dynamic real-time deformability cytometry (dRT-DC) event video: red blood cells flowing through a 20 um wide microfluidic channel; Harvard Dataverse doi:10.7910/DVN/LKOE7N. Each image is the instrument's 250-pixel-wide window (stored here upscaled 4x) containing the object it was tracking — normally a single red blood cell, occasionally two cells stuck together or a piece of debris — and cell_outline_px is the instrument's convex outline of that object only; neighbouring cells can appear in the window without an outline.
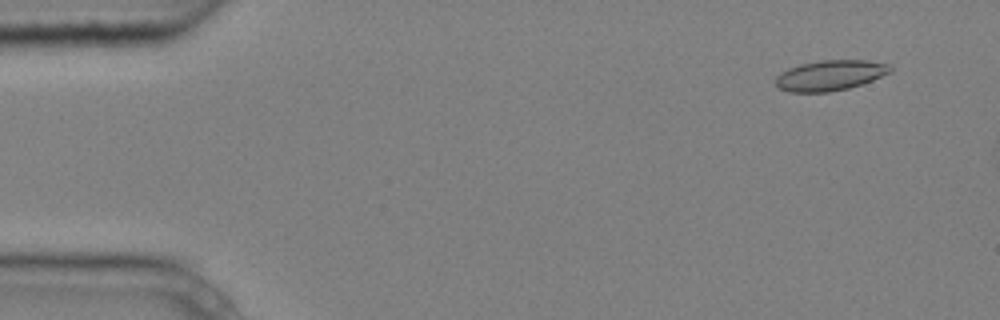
{"species": "common noctule bat (a hibernating species)", "species_latin": "Nyctalus noctula", "temperature_condition": "cold", "stored_images_in_passage": 3, "camera_frame_rate_fps": 3000, "um_per_image_px": 0.085, "animal": {"sex": "male", "body_mass_g": 20.4}, "frame": {"image": 1, "passage_image": 1, "time_ms": 0.0, "image_size_px": [1000, 320], "cell_outline_px": [[892, 72], [872, 80], [848, 88], [828, 92], [788, 92], [780, 88], [776, 84], [776, 76], [780, 72], [788, 68], [800, 64], [820, 60], [868, 60], [888, 64], [892, 68]], "centroid_in_image_um": [70.55, 6.4], "position_along_channel_um": 14.4, "area_um2": 20.29}}